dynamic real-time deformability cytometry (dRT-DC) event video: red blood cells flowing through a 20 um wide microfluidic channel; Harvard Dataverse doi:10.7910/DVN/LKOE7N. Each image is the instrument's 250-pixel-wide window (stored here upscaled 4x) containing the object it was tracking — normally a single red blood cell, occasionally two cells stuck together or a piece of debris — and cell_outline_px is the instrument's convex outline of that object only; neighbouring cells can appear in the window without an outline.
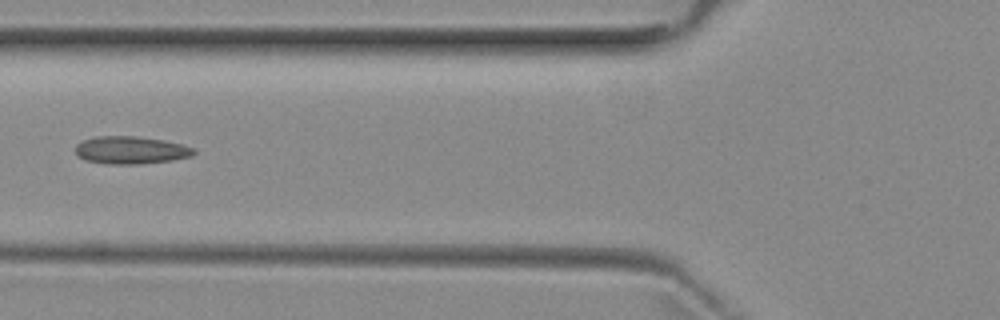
{"species": "common noctule bat (a hibernating species)", "species_latin": "Nyctalus noctula", "temperature_condition": "room temperature", "stored_images_in_passage": 5, "camera_frame_rate_fps": 3000, "um_per_image_px": 0.085, "animal": {"sex": "female", "body_mass_g": 29.2, "forearm_length_mm": 56.3}, "frame": {"image": 1, "passage_image": 4, "time_ms": 5.333, "image_size_px": [1000, 320], "cell_outline_px": [[196, 152], [192, 156], [172, 160], [136, 164], [108, 164], [84, 160], [76, 152], [76, 144], [84, 140], [96, 136], [136, 136], [164, 140], [184, 144], [196, 148]], "centroid_in_image_um": [11.16, 12.75], "position_along_channel_um": 114.6, "area_um2": 19.13}}
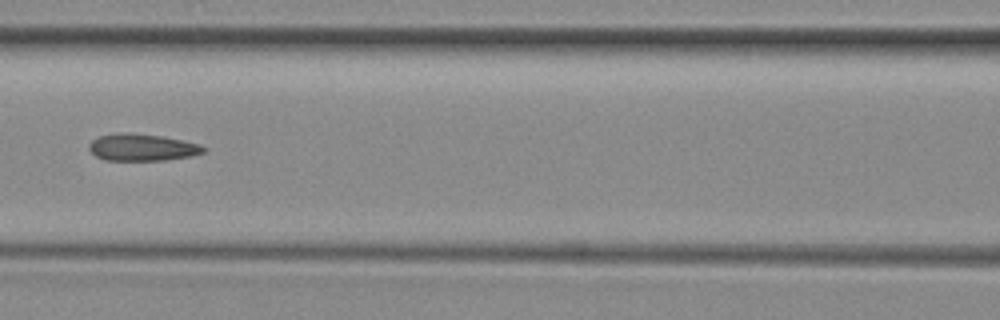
{"frame": {"image": 2, "passage_image": 5, "time_ms": 6.333, "image_size_px": [1000, 320], "cell_outline_px": [[208, 148], [204, 152], [192, 156], [164, 160], [104, 160], [96, 156], [88, 148], [88, 144], [92, 140], [100, 136], [124, 132], [160, 136], [200, 144]], "centroid_in_image_um": [12.09, 12.53], "position_along_channel_um": 154.5, "area_um2": 17.86}}